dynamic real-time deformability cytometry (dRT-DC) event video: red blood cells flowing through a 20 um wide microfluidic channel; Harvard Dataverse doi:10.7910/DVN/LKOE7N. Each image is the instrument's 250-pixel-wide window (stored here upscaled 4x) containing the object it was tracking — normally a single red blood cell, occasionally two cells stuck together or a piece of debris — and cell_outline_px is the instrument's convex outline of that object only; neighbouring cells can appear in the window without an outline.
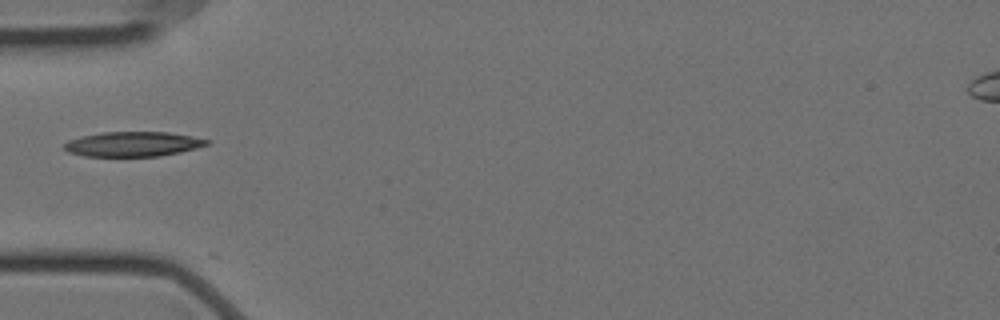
{"species": "Egyptian fruit bat (a non-hibernating species)", "species_latin": "Rousettus aegyptiacus", "temperature_condition": "cold", "stored_images_in_passage": 13, "camera_frame_rate_fps": 3000, "um_per_image_px": 0.085, "animal": {"sex": "female"}, "frame": {"image": 1, "passage_image": 1, "time_ms": 0.0, "image_size_px": [1000, 320], "cell_outline_px": [[212, 140], [208, 144], [196, 148], [180, 152], [160, 156], [84, 156], [68, 152], [64, 148], [64, 144], [68, 140], [80, 136], [104, 132], [168, 132], [192, 136]], "centroid_in_image_um": [11.3, 12.24], "position_along_channel_um": 73.7, "area_um2": 20.63}}
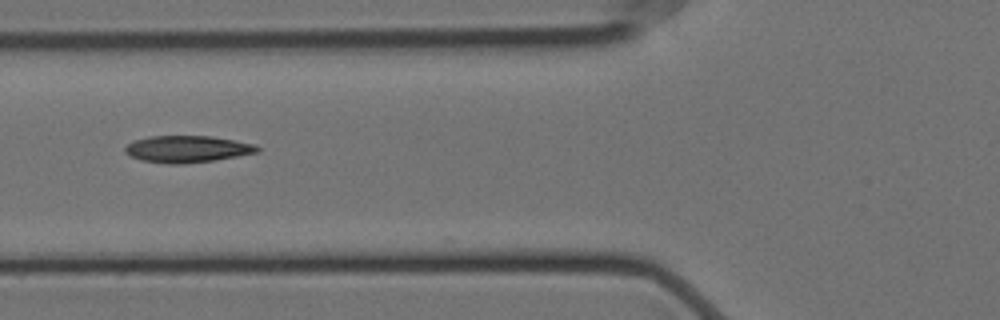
{"frame": {"image": 2, "passage_image": 4, "time_ms": 1.0, "image_size_px": [1000, 320], "cell_outline_px": [[260, 152], [212, 160], [184, 164], [168, 164], [140, 160], [128, 156], [124, 152], [124, 148], [132, 140], [148, 136], [212, 136], [236, 140], [256, 144], [260, 148]], "centroid_in_image_um": [15.88, 12.66], "position_along_channel_um": 109.9, "area_um2": 20.92}}
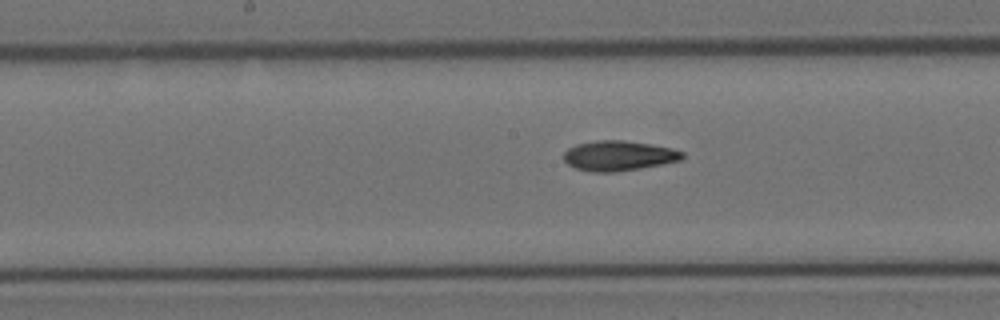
{"frame": {"image": 3, "passage_image": 8, "time_ms": 2.333, "image_size_px": [1000, 320], "cell_outline_px": [[684, 156], [680, 160], [640, 168], [616, 172], [592, 172], [576, 168], [568, 164], [564, 160], [564, 152], [568, 148], [576, 144], [596, 140], [624, 140], [672, 148], [684, 152]], "centroid_in_image_um": [52.56, 13.23], "position_along_channel_um": 195.6, "area_um2": 20.63}}